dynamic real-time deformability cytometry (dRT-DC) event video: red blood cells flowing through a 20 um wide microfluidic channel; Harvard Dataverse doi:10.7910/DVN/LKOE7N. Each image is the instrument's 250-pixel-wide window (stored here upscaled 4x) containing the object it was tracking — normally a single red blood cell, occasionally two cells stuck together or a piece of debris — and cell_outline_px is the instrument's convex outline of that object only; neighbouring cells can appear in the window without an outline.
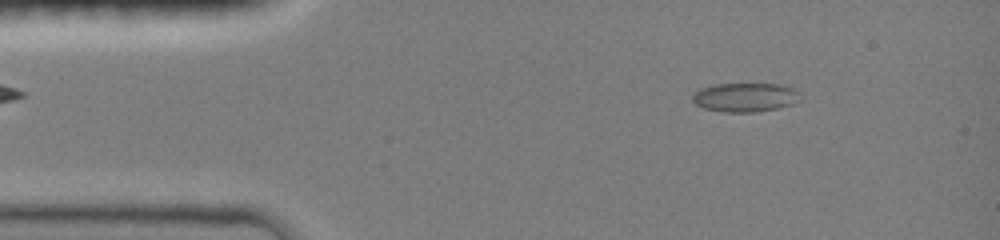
{"species": "common noctule bat (a hibernating species)", "species_latin": "Nyctalus noctula", "temperature_condition": "room temperature", "stored_images_in_passage": 46, "camera_frame_rate_fps": 3000, "um_per_image_px": 0.085, "animal": {"sex": "female", "body_mass_g": 19.0, "forearm_length_mm": 51.5}, "frame": {"image": 1, "passage_image": 5, "time_ms": 1.333, "image_size_px": [1000, 240], "cell_outline_px": [[800, 100], [792, 104], [776, 108], [756, 112], [724, 112], [704, 108], [696, 104], [692, 100], [692, 96], [700, 88], [716, 84], [780, 84], [796, 88], [800, 92]], "centroid_in_image_um": [63.37, 8.26], "position_along_channel_um": 21.6, "area_um2": 18.26}}
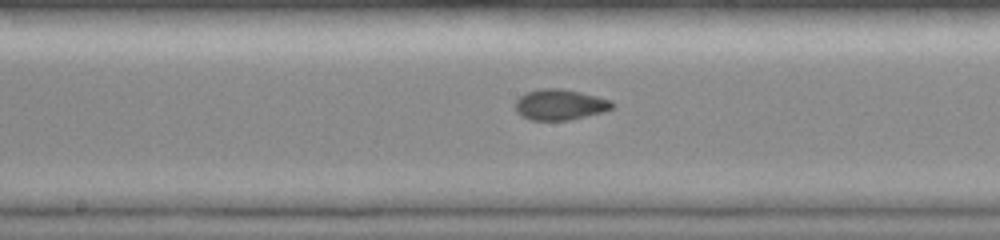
{"frame": {"image": 2, "passage_image": 23, "time_ms": 7.333, "image_size_px": [1000, 240], "cell_outline_px": [[616, 104], [612, 108], [604, 112], [568, 120], [532, 120], [516, 112], [516, 100], [520, 96], [528, 92], [540, 88], [560, 88], [580, 92], [612, 100]], "centroid_in_image_um": [47.63, 8.89], "position_along_channel_um": 200.6, "area_um2": 17.28}}
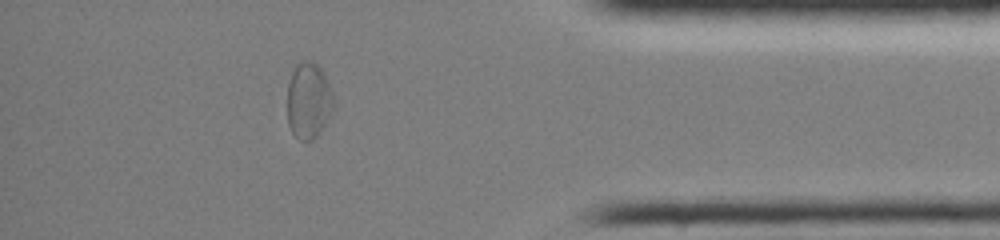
{"frame": {"image": 3, "passage_image": 40, "time_ms": 13.0, "image_size_px": [1000, 240], "cell_outline_px": [[336, 100], [332, 112], [320, 132], [312, 140], [300, 140], [292, 132], [288, 124], [288, 84], [292, 72], [296, 64], [300, 60], [312, 60], [320, 68]], "centroid_in_image_um": [26.24, 8.54], "position_along_channel_um": 409.0, "area_um2": 20.58}}